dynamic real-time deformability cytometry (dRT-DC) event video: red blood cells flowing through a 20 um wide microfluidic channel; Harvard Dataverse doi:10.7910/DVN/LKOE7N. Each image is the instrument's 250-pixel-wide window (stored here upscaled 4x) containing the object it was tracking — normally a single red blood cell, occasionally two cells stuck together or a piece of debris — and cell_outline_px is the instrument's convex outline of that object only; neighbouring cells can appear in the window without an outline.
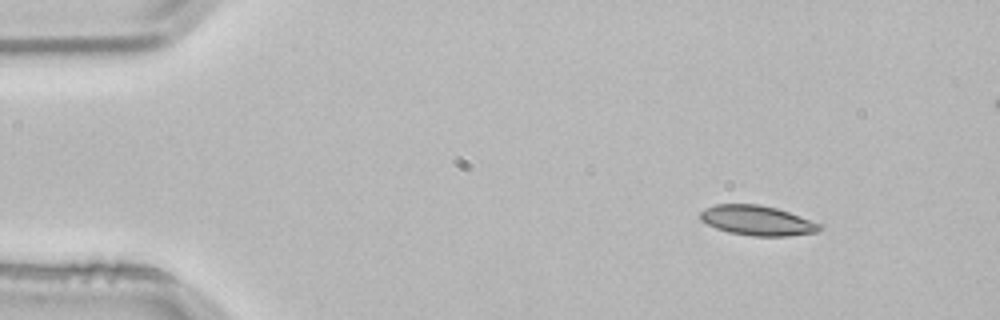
{"species": "common noctule bat (a hibernating species)", "species_latin": "Nyctalus noctula", "temperature_condition": "room temperature", "stored_images_in_passage": 3, "camera_frame_rate_fps": 3000, "um_per_image_px": 0.085, "animal": {"sex": "male", "body_mass_g": 21.5, "forearm_length_mm": 52.0}, "frame": {"image": 1, "passage_image": 1, "time_ms": 0.0, "image_size_px": [1000, 320], "cell_outline_px": [[824, 228], [816, 232], [788, 236], [752, 236], [728, 232], [716, 228], [700, 220], [700, 212], [704, 208], [716, 204], [760, 204], [776, 208], [824, 224]], "centroid_in_image_um": [64.39, 18.74], "position_along_channel_um": 20.6, "area_um2": 20.92}}